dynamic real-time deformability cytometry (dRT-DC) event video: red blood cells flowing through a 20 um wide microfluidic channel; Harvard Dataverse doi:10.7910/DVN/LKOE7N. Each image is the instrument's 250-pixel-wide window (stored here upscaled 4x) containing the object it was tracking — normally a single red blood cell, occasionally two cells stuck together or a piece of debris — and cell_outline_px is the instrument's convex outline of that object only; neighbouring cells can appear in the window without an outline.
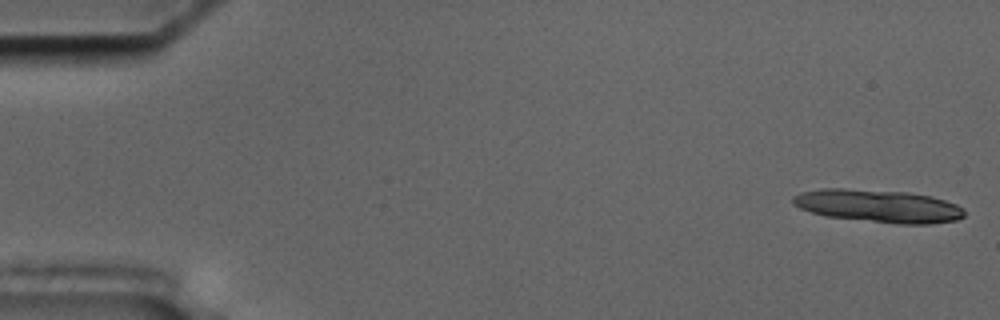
{"species": "common noctule bat (a hibernating species)", "species_latin": "Nyctalus noctula", "temperature_condition": "cold", "stored_images_in_passage": 14, "camera_frame_rate_fps": 3000, "um_per_image_px": 0.085, "animal": {"sex": "male", "body_mass_g": 17.5, "forearm_length_mm": 52.3}, "frame": {"image": 1, "passage_image": 1, "time_ms": 0.0, "image_size_px": [1000, 320], "cell_outline_px": [[964, 216], [956, 220], [932, 224], [896, 224], [824, 216], [800, 208], [792, 204], [792, 196], [800, 192], [824, 188], [844, 188], [908, 192], [932, 196], [956, 204], [964, 208]], "centroid_in_image_um": [74.65, 17.51], "position_along_channel_um": 10.3, "area_um2": 33.06}}